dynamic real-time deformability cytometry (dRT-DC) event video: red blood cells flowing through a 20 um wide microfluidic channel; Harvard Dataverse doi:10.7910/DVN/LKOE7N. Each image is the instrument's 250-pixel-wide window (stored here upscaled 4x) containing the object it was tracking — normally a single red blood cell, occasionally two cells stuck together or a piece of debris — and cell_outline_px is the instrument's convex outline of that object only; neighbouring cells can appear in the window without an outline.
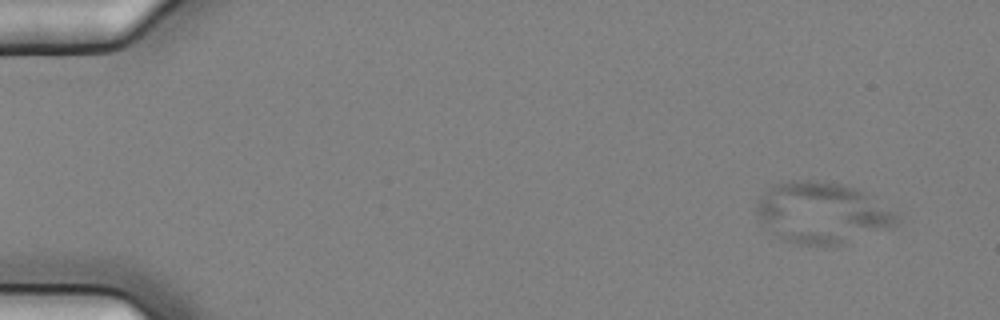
{"species": "common noctule bat (a hibernating species)", "species_latin": "Nyctalus noctula", "temperature_condition": "cold", "stored_images_in_passage": 7, "camera_frame_rate_fps": 3000, "um_per_image_px": 0.085, "animal": {"sex": "female", "body_mass_g": 25.1}, "frame": {"image": 1, "passage_image": 2, "time_ms": 0.333, "image_size_px": [1000, 320], "cell_outline_px": [[896, 224], [892, 228], [840, 244], [796, 244], [772, 236], [756, 212], [756, 204], [768, 188], [772, 184], [788, 180], [816, 180], [840, 184], [856, 188], [864, 192], [896, 212]], "centroid_in_image_um": [69.84, 18.08], "position_along_channel_um": 15.2, "area_um2": 49.71}}